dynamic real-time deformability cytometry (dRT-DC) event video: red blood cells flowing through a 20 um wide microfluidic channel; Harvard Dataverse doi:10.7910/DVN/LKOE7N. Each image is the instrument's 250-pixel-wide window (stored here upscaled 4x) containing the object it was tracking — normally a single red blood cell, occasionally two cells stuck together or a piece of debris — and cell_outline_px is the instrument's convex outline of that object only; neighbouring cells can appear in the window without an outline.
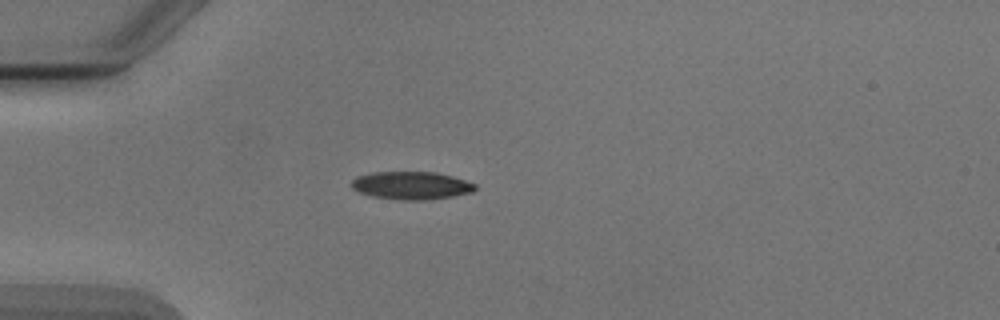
{"species": "Egyptian fruit bat (a non-hibernating species)", "species_latin": "Rousettus aegyptiacus", "temperature_condition": "cold", "stored_images_in_passage": 2, "camera_frame_rate_fps": 3000, "um_per_image_px": 0.085, "animal": {"sex": "male"}, "frame": {"image": 1, "passage_image": 1, "time_ms": 0.0, "image_size_px": [1000, 320], "cell_outline_px": [[476, 188], [472, 192], [452, 196], [424, 200], [404, 200], [372, 196], [360, 192], [352, 188], [352, 180], [356, 176], [372, 172], [436, 172], [452, 176], [476, 184]], "centroid_in_image_um": [34.95, 15.76], "position_along_channel_um": 50.0, "area_um2": 19.94}}